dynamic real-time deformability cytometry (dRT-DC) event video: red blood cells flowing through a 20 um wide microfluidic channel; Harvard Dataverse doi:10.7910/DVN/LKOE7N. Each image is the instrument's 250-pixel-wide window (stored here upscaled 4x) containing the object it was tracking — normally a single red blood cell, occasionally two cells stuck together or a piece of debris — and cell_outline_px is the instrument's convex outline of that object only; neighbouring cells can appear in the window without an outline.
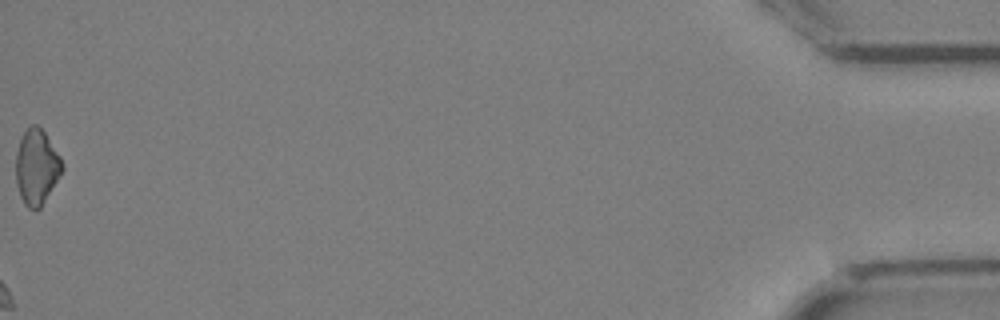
{"species": "Egyptian fruit bat (a non-hibernating species)", "species_latin": "Rousettus aegyptiacus", "temperature_condition": "cold", "stored_images_in_passage": 27, "camera_frame_rate_fps": 3000, "um_per_image_px": 0.085, "animal": {"sex": "female"}, "frame": {"image": 1, "passage_image": 27, "time_ms": 8.667, "image_size_px": [1000, 320], "cell_outline_px": [[64, 168], [40, 208], [28, 208], [24, 204], [20, 196], [16, 184], [16, 152], [20, 140], [24, 132], [32, 124], [36, 124], [44, 132], [60, 156], [64, 164]], "centroid_in_image_um": [3.1, 14.19], "position_along_channel_um": 432.1, "area_um2": 20.06}}